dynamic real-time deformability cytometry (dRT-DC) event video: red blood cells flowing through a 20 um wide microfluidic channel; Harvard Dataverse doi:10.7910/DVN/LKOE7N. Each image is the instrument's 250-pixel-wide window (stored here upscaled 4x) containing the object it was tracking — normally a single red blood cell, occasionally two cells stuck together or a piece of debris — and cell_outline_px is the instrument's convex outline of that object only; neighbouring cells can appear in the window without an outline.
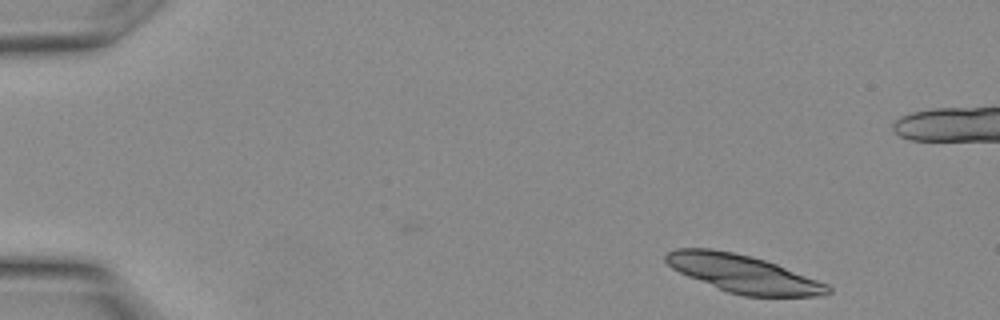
{"species": "Egyptian fruit bat (a non-hibernating species)", "species_latin": "Rousettus aegyptiacus", "temperature_condition": "warm", "stored_images_in_passage": 11, "camera_frame_rate_fps": 3000, "um_per_image_px": 0.085, "animal": {"sex": "female"}, "frame": {"image": 1, "passage_image": 2, "time_ms": 0.333, "image_size_px": [1000, 320], "cell_outline_px": [[832, 292], [820, 296], [744, 296], [728, 292], [688, 276], [672, 268], [664, 260], [664, 256], [668, 252], [676, 248], [712, 248], [732, 252], [764, 260], [776, 264], [828, 284], [832, 288]], "centroid_in_image_um": [63.17, 23.27], "position_along_channel_um": 21.8, "area_um2": 35.26}}